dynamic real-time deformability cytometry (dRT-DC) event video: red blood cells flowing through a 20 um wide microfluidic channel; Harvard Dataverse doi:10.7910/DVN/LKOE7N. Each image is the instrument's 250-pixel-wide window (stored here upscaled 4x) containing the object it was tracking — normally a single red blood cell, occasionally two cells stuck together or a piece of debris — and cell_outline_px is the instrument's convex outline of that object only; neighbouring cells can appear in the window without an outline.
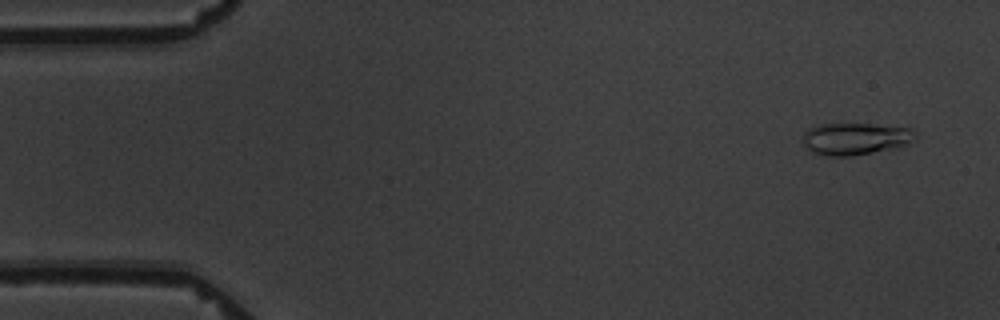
{"species": "common noctule bat (a hibernating species)", "species_latin": "Nyctalus noctula", "temperature_condition": "warm", "stored_images_in_passage": 5, "camera_frame_rate_fps": 3000, "um_per_image_px": 0.085, "animal": {"sex": "male", "body_mass_g": 19.5, "forearm_length_mm": 54.6}, "frame": {"image": 1, "passage_image": 1, "time_ms": 0.0, "image_size_px": [1000, 320], "cell_outline_px": [[916, 140], [908, 144], [896, 148], [852, 156], [820, 156], [812, 152], [800, 144], [804, 132], [808, 128], [820, 124], [868, 124], [912, 128], [916, 132]], "centroid_in_image_um": [72.67, 11.81], "position_along_channel_um": 12.3, "area_um2": 21.5}}